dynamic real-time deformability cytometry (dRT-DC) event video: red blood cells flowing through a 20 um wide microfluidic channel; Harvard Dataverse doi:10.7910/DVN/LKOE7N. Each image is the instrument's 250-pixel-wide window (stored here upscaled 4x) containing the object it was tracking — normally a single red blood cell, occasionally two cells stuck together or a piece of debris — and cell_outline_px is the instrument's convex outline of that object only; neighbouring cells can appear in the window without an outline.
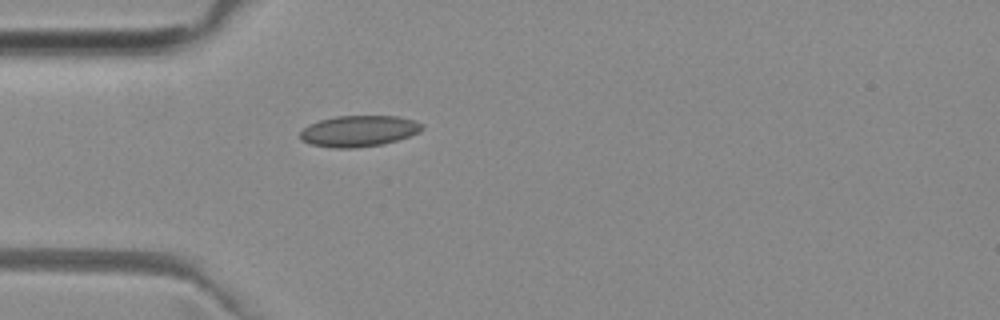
{"species": "common noctule bat (a hibernating species)", "species_latin": "Nyctalus noctula", "temperature_condition": "room temperature", "stored_images_in_passage": 38, "camera_frame_rate_fps": 3000, "um_per_image_px": 0.085, "animal": {"sex": "female", "body_mass_g": 29.2, "forearm_length_mm": 56.3}, "frame": {"image": 1, "passage_image": 1, "time_ms": 0.0, "image_size_px": [1000, 320], "cell_outline_px": [[424, 128], [420, 132], [396, 140], [380, 144], [352, 148], [332, 148], [312, 144], [300, 140], [300, 132], [308, 124], [320, 120], [336, 116], [396, 116], [416, 120], [424, 124]], "centroid_in_image_um": [30.5, 11.13], "position_along_channel_um": 54.5, "area_um2": 22.08}}
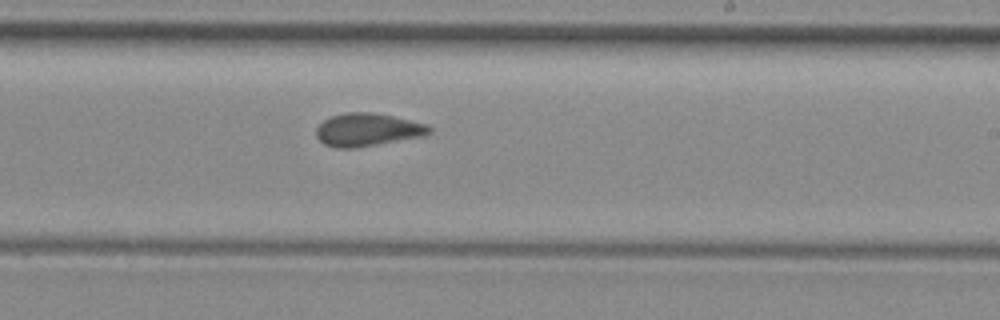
{"frame": {"image": 2, "passage_image": 17, "time_ms": 5.333, "image_size_px": [1000, 320], "cell_outline_px": [[432, 132], [424, 136], [356, 148], [336, 148], [324, 144], [316, 136], [316, 128], [324, 120], [332, 116], [344, 112], [372, 112], [392, 116], [428, 124], [432, 128]], "centroid_in_image_um": [31.25, 11.03], "position_along_channel_um": 257.7, "area_um2": 21.79}}
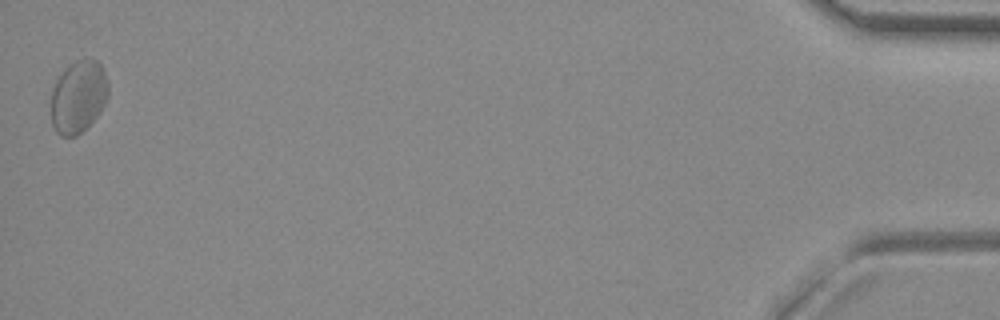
{"frame": {"image": 3, "passage_image": 38, "time_ms": 12.333, "image_size_px": [1000, 320], "cell_outline_px": [[108, 96], [100, 112], [76, 136], [60, 136], [56, 132], [52, 124], [52, 88], [56, 80], [64, 68], [68, 64], [76, 60], [96, 60], [100, 64], [104, 72], [108, 84]], "centroid_in_image_um": [6.64, 8.21], "position_along_channel_um": 428.6, "area_um2": 23.93}, "authors_computed_cell_mechanics": {"area_um2": 21.6461, "velocity_mm_per_s": 3.9226, "shape_relaxation_time_tau1_ms": null, "shape_relaxation_time_tau2_ms": 1.7393, "deformation_change_tau1": null, "deformation_change_tau2": 0.0714}}